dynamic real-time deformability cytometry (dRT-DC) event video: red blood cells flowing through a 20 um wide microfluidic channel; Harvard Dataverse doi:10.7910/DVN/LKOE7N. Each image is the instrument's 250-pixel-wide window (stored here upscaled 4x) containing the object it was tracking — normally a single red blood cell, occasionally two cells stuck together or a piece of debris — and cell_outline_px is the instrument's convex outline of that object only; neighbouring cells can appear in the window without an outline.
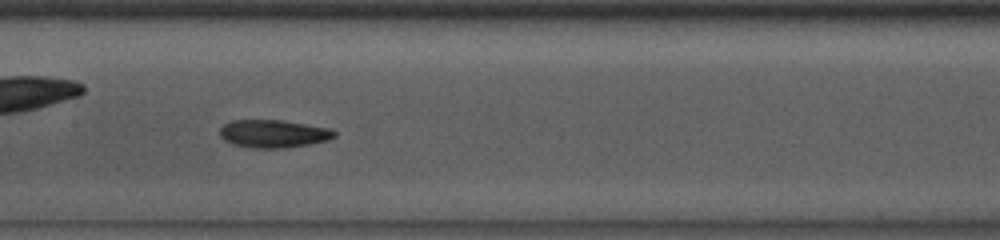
{"species": "common noctule bat (a hibernating species)", "species_latin": "Nyctalus noctula", "temperature_condition": "room temperature", "stored_images_in_passage": 36, "camera_frame_rate_fps": 3000, "um_per_image_px": 0.085, "animal": {"sex": "male", "body_mass_g": 13.0, "forearm_length_mm": 53.1}, "frame": {"image": 1, "passage_image": 11, "time_ms": 3.333, "image_size_px": [1000, 240], "cell_outline_px": [[336, 136], [328, 140], [308, 144], [284, 148], [252, 148], [232, 144], [224, 140], [220, 136], [220, 128], [224, 124], [232, 120], [280, 120], [328, 128], [336, 132]], "centroid_in_image_um": [23.21, 11.37], "position_along_channel_um": 184.2, "area_um2": 18.5}, "authors_computed_cell_mechanics": {"area_um2": 18.4093, "velocity_mm_per_s": 3.8684, "shape_relaxation_time_tau1_ms": 6.1714, "shape_relaxation_time_tau2_ms": 3.6014, "deformation_change_tau1": 0.1343, "deformation_change_tau2": 0.0981}}